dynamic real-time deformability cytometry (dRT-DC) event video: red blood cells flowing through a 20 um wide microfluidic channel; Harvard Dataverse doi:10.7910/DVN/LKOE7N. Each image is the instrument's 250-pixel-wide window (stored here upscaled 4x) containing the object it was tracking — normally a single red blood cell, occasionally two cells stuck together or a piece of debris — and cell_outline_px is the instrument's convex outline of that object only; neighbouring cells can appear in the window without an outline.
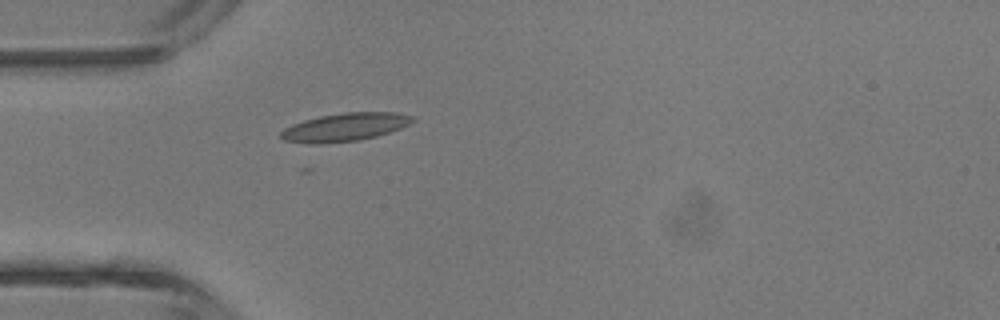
{"species": "common noctule bat (a hibernating species)", "species_latin": "Nyctalus noctula", "temperature_condition": "room temperature", "stored_images_in_passage": 1, "camera_frame_rate_fps": 3000, "um_per_image_px": 0.085, "animal": {"sex": "male", "body_mass_g": 13.3}, "frame": {"image": 1, "passage_image": 1, "time_ms": 0.0, "image_size_px": [1000, 320], "cell_outline_px": [[416, 120], [400, 128], [376, 136], [356, 140], [324, 144], [308, 144], [284, 140], [280, 136], [280, 132], [284, 128], [292, 124], [304, 120], [320, 116], [344, 112], [396, 112], [412, 116]], "centroid_in_image_um": [29.28, 10.8], "position_along_channel_um": 55.7, "area_um2": 21.56}}